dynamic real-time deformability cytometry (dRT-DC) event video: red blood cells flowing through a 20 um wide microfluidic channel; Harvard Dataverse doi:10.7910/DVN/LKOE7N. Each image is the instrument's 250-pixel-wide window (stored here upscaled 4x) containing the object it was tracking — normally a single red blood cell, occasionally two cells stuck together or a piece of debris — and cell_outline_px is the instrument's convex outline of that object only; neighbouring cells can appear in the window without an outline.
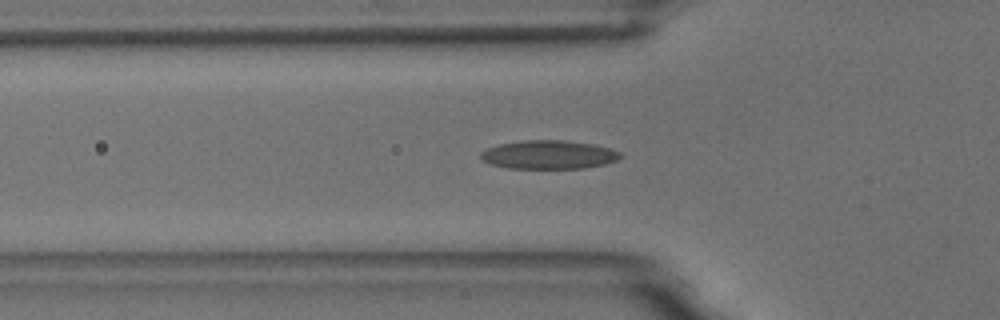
{"species": "common noctule bat (a hibernating species)", "species_latin": "Nyctalus noctula", "temperature_condition": "room temperature", "stored_images_in_passage": 54, "camera_frame_rate_fps": 3000, "um_per_image_px": 0.085, "animal": {"sex": "male", "body_mass_g": 18.8}, "frame": {"image": 1, "passage_image": 16, "time_ms": 5.0, "image_size_px": [1000, 320], "cell_outline_px": [[624, 156], [616, 160], [604, 164], [584, 168], [508, 168], [492, 164], [484, 160], [480, 156], [480, 152], [488, 148], [500, 144], [524, 140], [564, 140], [596, 144], [620, 152]], "centroid_in_image_um": [46.67, 13.14], "position_along_channel_um": 79.1, "area_um2": 23.18}}
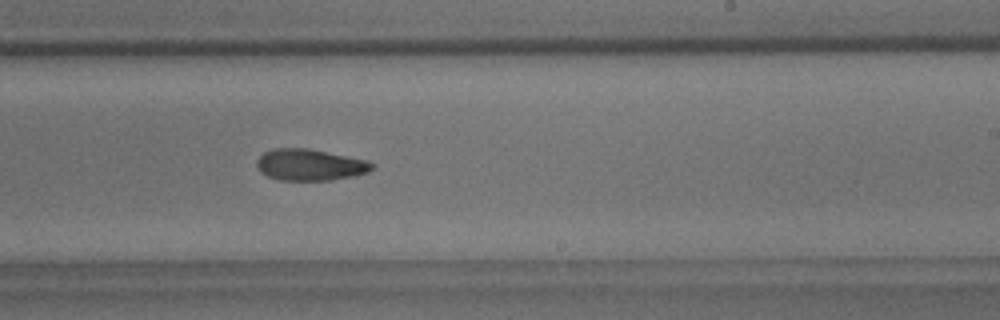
{"frame": {"image": 2, "passage_image": 31, "time_ms": 10.0, "image_size_px": [1000, 320], "cell_outline_px": [[376, 164], [368, 172], [352, 176], [332, 180], [280, 180], [268, 176], [260, 172], [256, 164], [256, 160], [264, 152], [272, 148], [308, 148], [364, 160]], "centroid_in_image_um": [26.3, 14.01], "position_along_channel_um": 262.7, "area_um2": 20.98}, "authors_computed_cell_mechanics": {"area_um2": 21.7039, "velocity_mm_per_s": 3.6497, "shape_relaxation_time_tau1_ms": 10.2191, "shape_relaxation_time_tau2_ms": 7.9146, "deformation_change_tau1": 0.2242, "deformation_change_tau2": 0.1339}}